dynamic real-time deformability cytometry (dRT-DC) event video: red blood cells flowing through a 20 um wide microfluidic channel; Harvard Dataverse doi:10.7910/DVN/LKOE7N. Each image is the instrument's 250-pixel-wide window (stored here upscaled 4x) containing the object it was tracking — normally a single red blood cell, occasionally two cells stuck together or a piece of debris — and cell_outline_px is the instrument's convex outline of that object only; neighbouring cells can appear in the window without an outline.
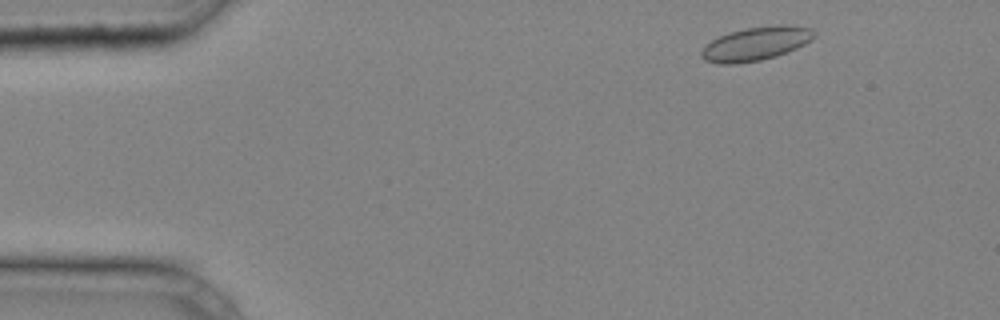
{"species": "common noctule bat (a hibernating species)", "species_latin": "Nyctalus noctula", "temperature_condition": "cold", "stored_images_in_passage": 35, "camera_frame_rate_fps": 3000, "um_per_image_px": 0.085, "animal": {"sex": "male", "body_mass_g": 20.4}, "frame": {"image": 1, "passage_image": 3, "time_ms": 0.667, "image_size_px": [1000, 320], "cell_outline_px": [[816, 36], [812, 40], [796, 48], [776, 56], [760, 60], [736, 64], [720, 64], [704, 60], [700, 56], [700, 52], [712, 40], [728, 32], [744, 28], [776, 24], [788, 24], [812, 28], [816, 32]], "centroid_in_image_um": [64.28, 3.69], "position_along_channel_um": 20.7, "area_um2": 22.31}}
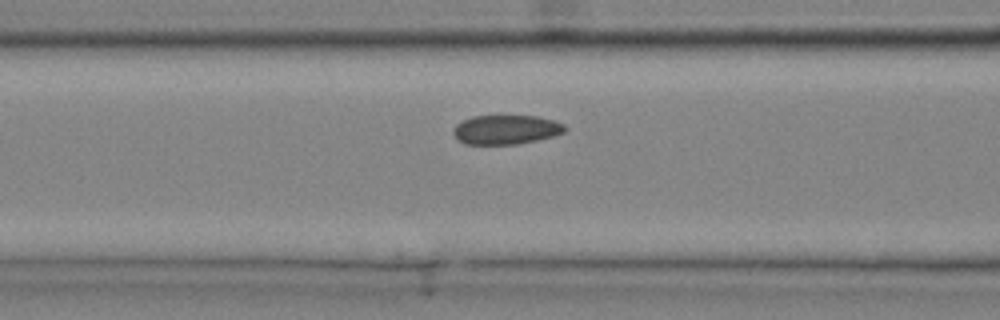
{"frame": {"image": 2, "passage_image": 15, "time_ms": 4.667, "image_size_px": [1000, 320], "cell_outline_px": [[564, 132], [552, 136], [536, 140], [516, 144], [464, 144], [456, 140], [452, 132], [456, 124], [472, 116], [536, 116], [552, 120], [564, 124]], "centroid_in_image_um": [42.95, 11.02], "position_along_channel_um": 123.7, "area_um2": 18.9}}
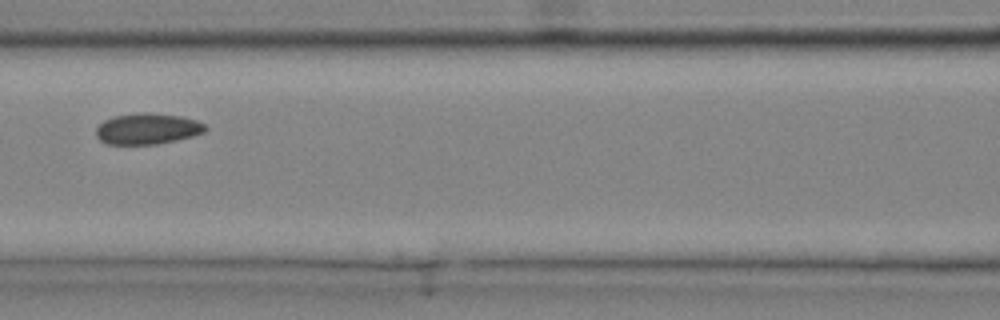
{"frame": {"image": 3, "passage_image": 17, "time_ms": 5.333, "image_size_px": [1000, 320], "cell_outline_px": [[208, 128], [204, 132], [192, 136], [176, 140], [156, 144], [108, 144], [100, 140], [96, 136], [96, 128], [104, 120], [116, 116], [144, 112], [152, 112], [180, 116], [196, 120], [204, 124]], "centroid_in_image_um": [12.54, 10.94], "position_along_channel_um": 154.1, "area_um2": 19.65}}